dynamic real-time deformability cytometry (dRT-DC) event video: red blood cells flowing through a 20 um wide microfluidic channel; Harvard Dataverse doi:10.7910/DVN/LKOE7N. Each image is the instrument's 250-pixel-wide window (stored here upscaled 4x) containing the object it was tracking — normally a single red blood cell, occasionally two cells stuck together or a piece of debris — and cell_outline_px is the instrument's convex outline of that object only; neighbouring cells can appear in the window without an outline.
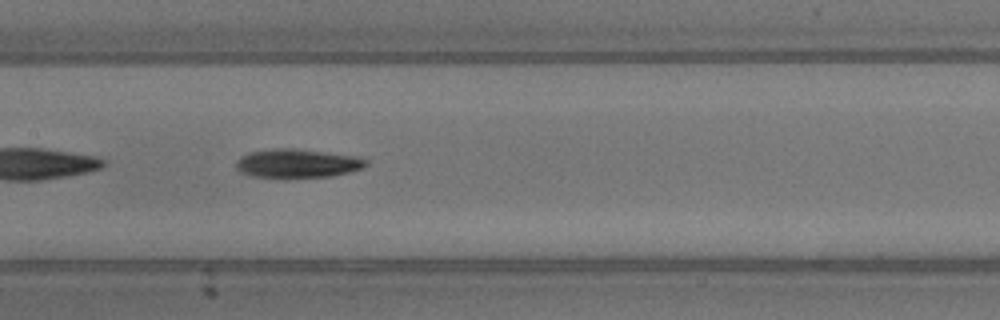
{"species": "common noctule bat (a hibernating species)", "species_latin": "Nyctalus noctula", "temperature_condition": "warm", "stored_images_in_passage": 34, "camera_frame_rate_fps": 3000, "um_per_image_px": 0.085, "animal": {"sex": "male", "body_mass_g": 13.3}, "frame": {"image": 1, "passage_image": 10, "time_ms": 3.0, "image_size_px": [1000, 320], "cell_outline_px": [[368, 164], [364, 168], [332, 176], [276, 180], [252, 176], [240, 172], [236, 168], [236, 160], [240, 156], [248, 152], [272, 148], [292, 148], [356, 156], [368, 160]], "centroid_in_image_um": [25.22, 13.92], "position_along_channel_um": 182.2, "area_um2": 22.6}}
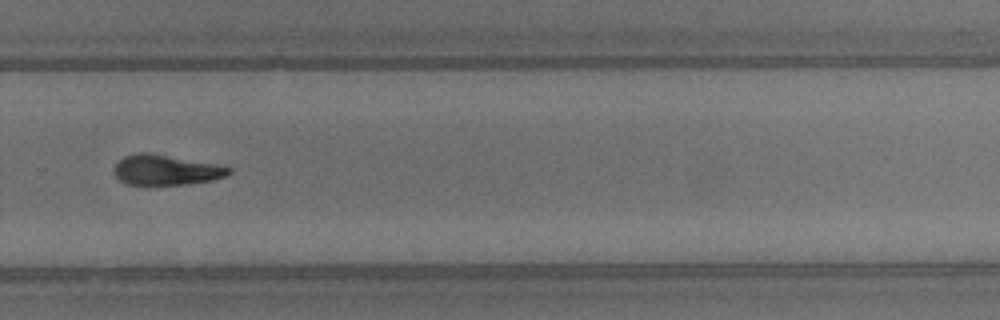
{"frame": {"image": 2, "passage_image": 20, "time_ms": 6.333, "image_size_px": [1000, 320], "cell_outline_px": [[232, 172], [228, 176], [212, 180], [184, 184], [128, 184], [120, 180], [112, 172], [112, 168], [124, 156], [136, 152], [148, 152], [216, 164], [232, 168]], "centroid_in_image_um": [14.1, 14.43], "position_along_channel_um": 315.7, "area_um2": 20.17}}